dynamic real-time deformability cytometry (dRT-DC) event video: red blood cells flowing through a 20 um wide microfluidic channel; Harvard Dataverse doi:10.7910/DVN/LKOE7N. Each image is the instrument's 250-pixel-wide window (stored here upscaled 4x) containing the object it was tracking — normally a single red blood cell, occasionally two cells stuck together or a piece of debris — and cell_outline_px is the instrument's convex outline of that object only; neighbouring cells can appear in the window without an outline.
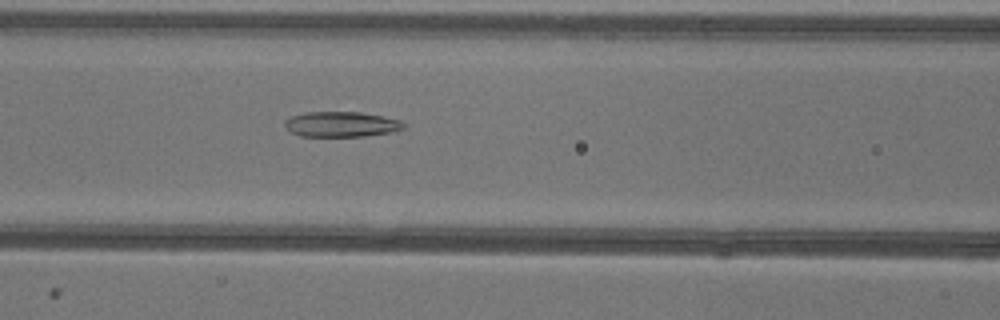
{"species": "common noctule bat (a hibernating species)", "species_latin": "Nyctalus noctula", "temperature_condition": "warm", "stored_images_in_passage": 39, "camera_frame_rate_fps": 3000, "um_per_image_px": 0.085, "animal": {"sex": "female"}, "frame": {"image": 1, "passage_image": 9, "time_ms": 2.667, "image_size_px": [1000, 320], "cell_outline_px": [[404, 128], [392, 132], [364, 136], [300, 136], [292, 132], [284, 124], [284, 120], [292, 116], [304, 112], [360, 112], [384, 116], [400, 120], [404, 124]], "centroid_in_image_um": [29.02, 10.56], "position_along_channel_um": 137.6, "area_um2": 17.46}}
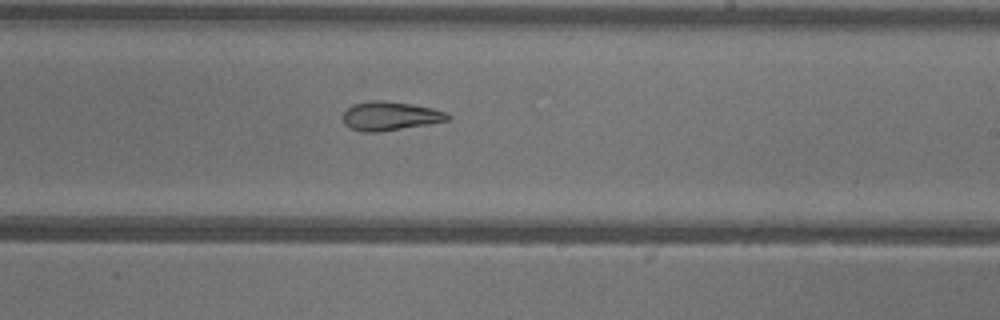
{"frame": {"image": 2, "passage_image": 18, "time_ms": 5.667, "image_size_px": [1000, 320], "cell_outline_px": [[452, 116], [448, 120], [428, 124], [380, 132], [364, 132], [352, 128], [344, 124], [344, 112], [352, 104], [368, 100], [380, 100], [408, 104], [432, 108], [448, 112]], "centroid_in_image_um": [33.17, 9.86], "position_along_channel_um": 255.8, "area_um2": 17.51}}
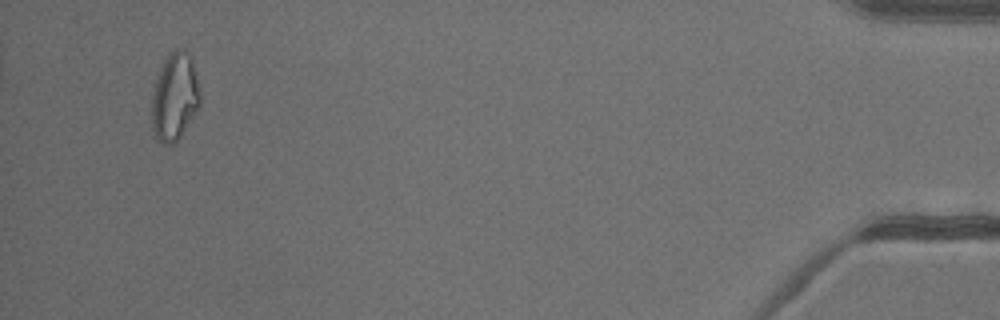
{"frame": {"image": 3, "passage_image": 37, "time_ms": 12.0, "image_size_px": [1000, 320], "cell_outline_px": [[200, 108], [180, 136], [172, 144], [164, 144], [156, 136], [152, 128], [152, 92], [160, 68], [168, 52], [176, 48], [180, 48], [188, 52], [192, 56], [200, 92]], "centroid_in_image_um": [14.87, 8.18], "position_along_channel_um": 420.3, "area_um2": 24.85}, "authors_computed_cell_mechanics": {"area_um2": 18.9584, "velocity_mm_per_s": 3.9425, "shape_relaxation_time_tau1_ms": null, "shape_relaxation_time_tau2_ms": 3.2841, "deformation_change_tau1": null, "deformation_change_tau2": 0.1146}}